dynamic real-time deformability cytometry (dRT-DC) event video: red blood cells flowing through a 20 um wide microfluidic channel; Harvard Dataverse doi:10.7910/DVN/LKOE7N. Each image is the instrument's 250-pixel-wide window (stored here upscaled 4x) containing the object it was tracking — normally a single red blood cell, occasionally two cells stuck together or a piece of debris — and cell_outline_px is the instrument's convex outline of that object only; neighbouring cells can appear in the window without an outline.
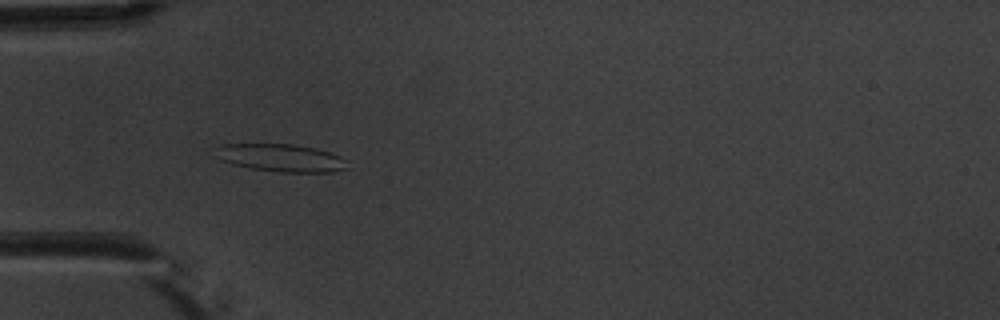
{"species": "common noctule bat (a hibernating species)", "species_latin": "Nyctalus noctula", "temperature_condition": "warm", "stored_images_in_passage": 8, "camera_frame_rate_fps": 3000, "um_per_image_px": 0.085, "animal": {"sex": "male", "body_mass_g": 20.1, "forearm_length_mm": 53.5}, "frame": {"image": 1, "passage_image": 5, "time_ms": 4.667, "image_size_px": [1000, 320], "cell_outline_px": [[348, 168], [332, 172], [280, 172], [252, 168], [232, 164], [220, 160], [212, 156], [212, 148], [220, 144], [292, 144], [316, 148], [340, 156], [348, 160]], "centroid_in_image_um": [23.81, 13.41], "position_along_channel_um": 61.2, "area_um2": 21.68}}
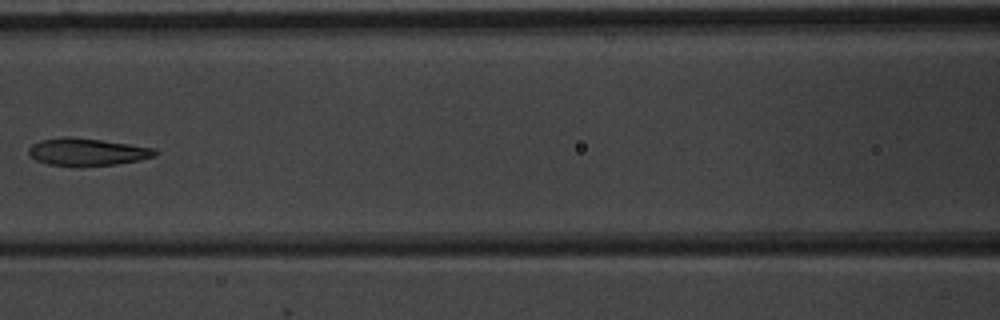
{"frame": {"image": 2, "passage_image": 7, "time_ms": 7.333, "image_size_px": [1000, 320], "cell_outline_px": [[160, 152], [156, 156], [140, 160], [116, 164], [48, 164], [36, 160], [28, 152], [28, 148], [32, 144], [40, 140], [64, 136], [68, 136], [100, 140], [156, 148]], "centroid_in_image_um": [7.45, 12.88], "position_along_channel_um": 159.2, "area_um2": 19.65}}
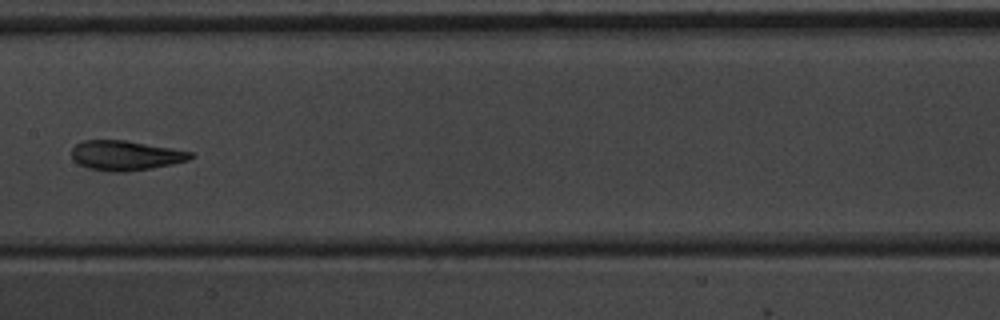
{"frame": {"image": 3, "passage_image": 8, "time_ms": 8.333, "image_size_px": [1000, 320], "cell_outline_px": [[196, 156], [188, 160], [172, 164], [152, 168], [124, 172], [112, 172], [88, 168], [72, 160], [72, 148], [76, 144], [84, 140], [124, 140], [192, 152]], "centroid_in_image_um": [10.66, 13.22], "position_along_channel_um": 196.7, "area_um2": 20.52}}